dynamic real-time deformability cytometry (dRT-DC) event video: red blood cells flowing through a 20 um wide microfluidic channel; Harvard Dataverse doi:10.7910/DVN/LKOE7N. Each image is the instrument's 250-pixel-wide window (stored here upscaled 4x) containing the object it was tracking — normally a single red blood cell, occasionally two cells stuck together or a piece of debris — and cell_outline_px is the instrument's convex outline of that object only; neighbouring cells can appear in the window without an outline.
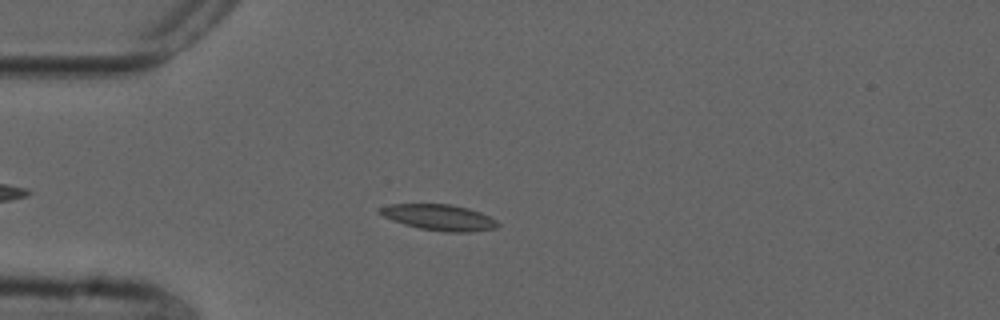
{"species": "common noctule bat (a hibernating species)", "species_latin": "Nyctalus noctula", "temperature_condition": "cold", "stored_images_in_passage": 45, "camera_frame_rate_fps": 3000, "um_per_image_px": 0.085, "animal": {"sex": "male", "forearm_length_mm": 52.5}, "frame": {"image": 1, "passage_image": 9, "time_ms": 2.667, "image_size_px": [1000, 320], "cell_outline_px": [[500, 224], [496, 228], [472, 232], [444, 232], [420, 228], [404, 224], [392, 220], [376, 212], [380, 208], [392, 204], [448, 204], [468, 208], [480, 212], [496, 220]], "centroid_in_image_um": [37.34, 18.48], "position_along_channel_um": 47.7, "area_um2": 17.74}}
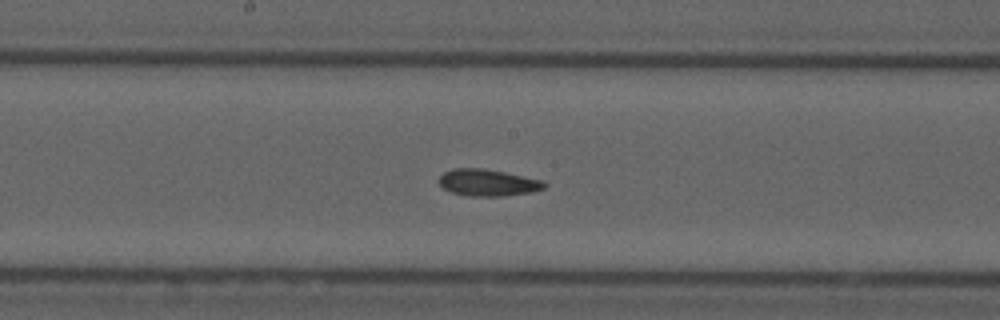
{"frame": {"image": 2, "passage_image": 23, "time_ms": 7.333, "image_size_px": [1000, 320], "cell_outline_px": [[548, 184], [544, 188], [532, 192], [504, 196], [468, 196], [452, 192], [444, 188], [440, 184], [440, 176], [444, 172], [452, 168], [484, 168], [544, 180]], "centroid_in_image_um": [41.5, 15.52], "position_along_channel_um": 206.7, "area_um2": 16.47}}
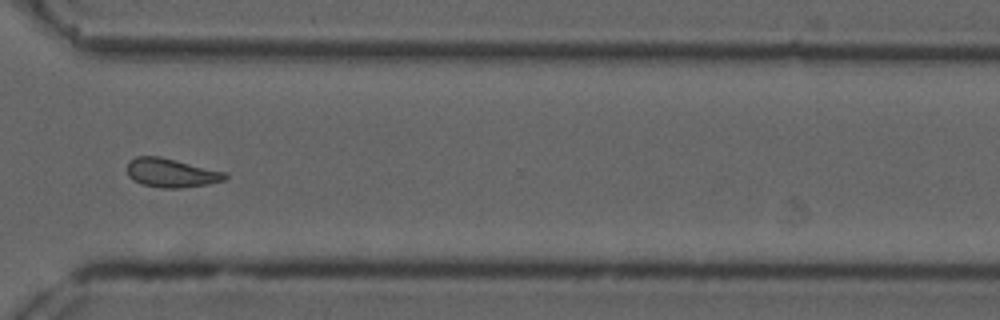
{"frame": {"image": 3, "passage_image": 35, "time_ms": 11.333, "image_size_px": [1000, 320], "cell_outline_px": [[228, 176], [224, 180], [208, 184], [180, 188], [160, 188], [140, 184], [132, 180], [128, 176], [128, 160], [136, 156], [160, 156], [224, 172]], "centroid_in_image_um": [14.5, 14.7], "position_along_channel_um": 356.1, "area_um2": 16.47}, "authors_computed_cell_mechanics": {"area_um2": 16.8198, "velocity_mm_per_s": 3.7376, "shape_relaxation_time_tau1_ms": null, "shape_relaxation_time_tau2_ms": 4.7202, "deformation_change_tau1": null, "deformation_change_tau2": 0.1066}}